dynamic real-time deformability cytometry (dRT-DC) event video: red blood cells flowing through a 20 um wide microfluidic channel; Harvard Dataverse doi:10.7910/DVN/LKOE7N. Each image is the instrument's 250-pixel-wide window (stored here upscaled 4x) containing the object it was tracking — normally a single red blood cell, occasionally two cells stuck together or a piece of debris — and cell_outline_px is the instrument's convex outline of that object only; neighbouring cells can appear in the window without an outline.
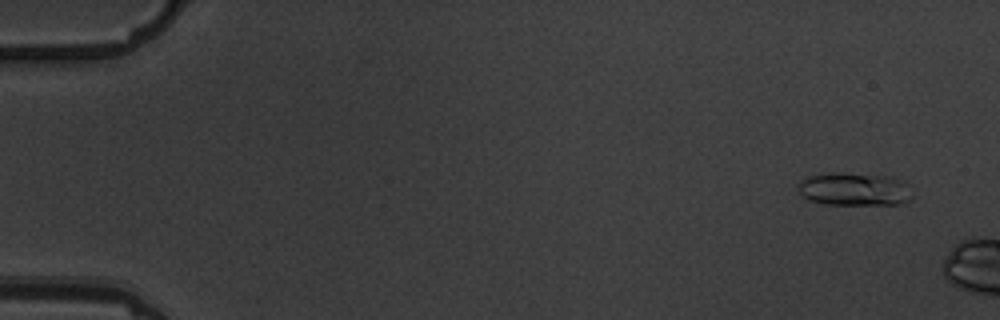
{"species": "common noctule bat (a hibernating species)", "species_latin": "Nyctalus noctula", "temperature_condition": "warm", "stored_images_in_passage": 5, "camera_frame_rate_fps": 3000, "um_per_image_px": 0.085, "animal": {"sex": "male", "body_mass_g": 19.5, "forearm_length_mm": 54.6}, "frame": {"image": 1, "passage_image": 1, "time_ms": 0.0, "image_size_px": [1000, 320], "cell_outline_px": [[912, 196], [908, 200], [896, 204], [824, 204], [812, 200], [804, 196], [796, 188], [800, 180], [804, 176], [832, 172], [840, 172], [884, 176], [900, 180], [904, 184]], "centroid_in_image_um": [72.51, 16.06], "position_along_channel_um": 12.5, "area_um2": 21.68}}